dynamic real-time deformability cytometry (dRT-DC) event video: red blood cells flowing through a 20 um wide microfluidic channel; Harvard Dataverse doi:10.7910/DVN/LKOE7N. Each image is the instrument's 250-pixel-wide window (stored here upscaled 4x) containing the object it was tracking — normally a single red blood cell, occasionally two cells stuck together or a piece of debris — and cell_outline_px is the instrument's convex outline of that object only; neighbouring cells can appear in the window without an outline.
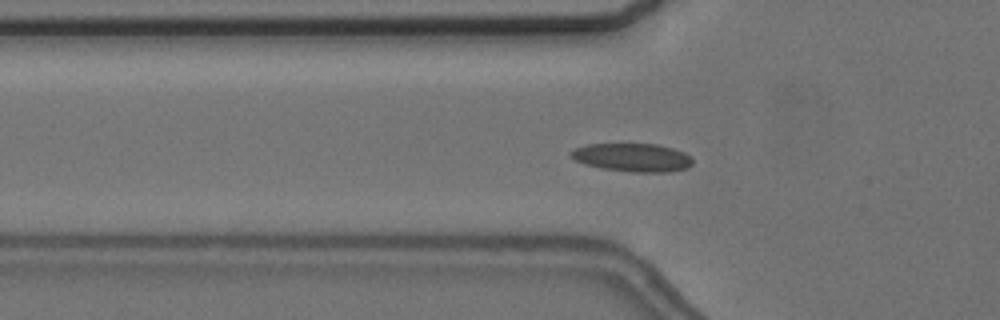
{"species": "common noctule bat (a hibernating species)", "species_latin": "Nyctalus noctula", "temperature_condition": "cold", "stored_images_in_passage": 58, "camera_frame_rate_fps": 3000, "um_per_image_px": 0.085, "animal": {"sex": "female", "body_mass_g": 24.6, "forearm_length_mm": 56.2}, "frame": {"image": 1, "passage_image": 20, "time_ms": 6.333, "image_size_px": [1000, 320], "cell_outline_px": [[692, 164], [688, 168], [668, 172], [632, 172], [600, 168], [584, 164], [568, 156], [568, 152], [576, 148], [588, 144], [656, 144], [672, 148], [684, 152], [692, 156]], "centroid_in_image_um": [53.75, 13.39], "position_along_channel_um": 72.0, "area_um2": 20.23}}
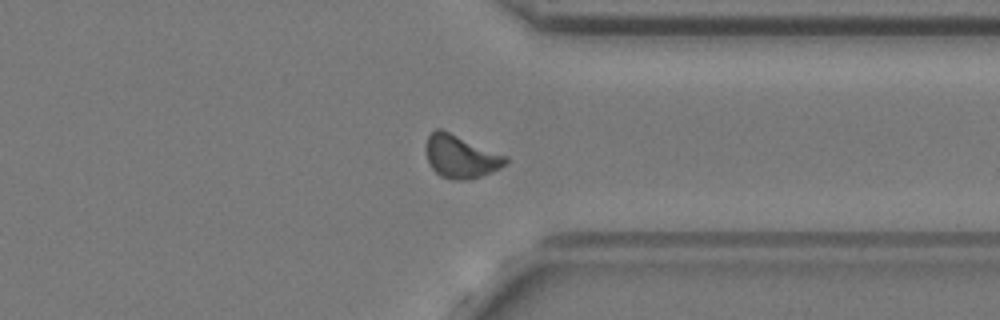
{"frame": {"image": 2, "passage_image": 45, "time_ms": 14.667, "image_size_px": [1000, 320], "cell_outline_px": [[508, 164], [500, 168], [472, 180], [452, 180], [440, 176], [432, 168], [428, 160], [428, 136], [436, 128], [440, 128], [508, 156]], "centroid_in_image_um": [39.22, 13.33], "position_along_channel_um": 372.2, "area_um2": 19.83}}
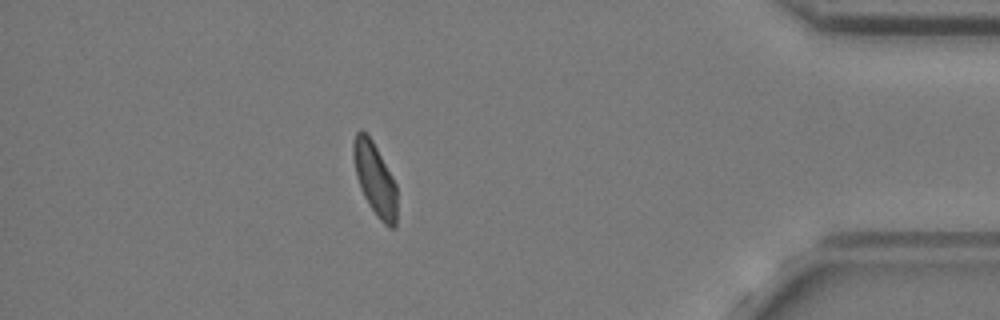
{"frame": {"image": 3, "passage_image": 51, "time_ms": 16.667, "image_size_px": [1000, 320], "cell_outline_px": [[396, 228], [388, 228], [376, 216], [368, 204], [360, 188], [356, 176], [352, 156], [352, 144], [356, 132], [360, 128], [372, 140], [392, 176], [396, 184]], "centroid_in_image_um": [31.85, 15.23], "position_along_channel_um": 403.4, "area_um2": 18.55}, "authors_computed_cell_mechanics": {"area_um2": 18.9873, "velocity_mm_per_s": 3.6145, "shape_relaxation_time_tau1_ms": 6.1232, "shape_relaxation_time_tau2_ms": 4.5543, "deformation_change_tau1": 0.1187, "deformation_change_tau2": 0.1064}}